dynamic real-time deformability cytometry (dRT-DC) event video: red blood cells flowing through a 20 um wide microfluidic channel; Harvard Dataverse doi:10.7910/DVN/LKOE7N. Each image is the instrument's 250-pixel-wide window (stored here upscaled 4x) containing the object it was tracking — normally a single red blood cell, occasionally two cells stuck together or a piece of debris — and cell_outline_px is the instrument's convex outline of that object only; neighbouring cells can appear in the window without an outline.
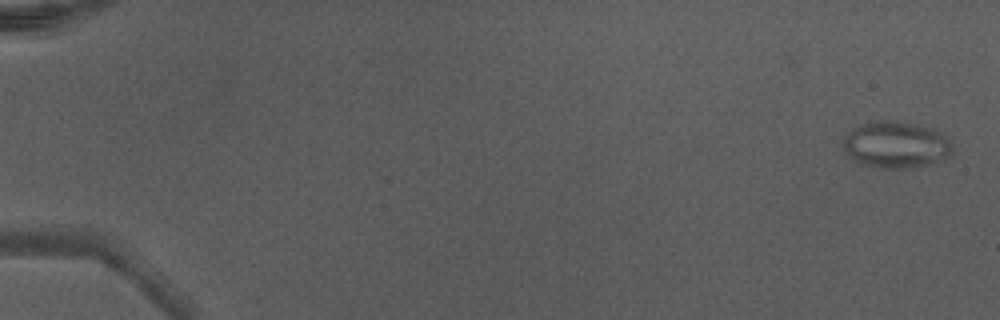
{"species": "Egyptian fruit bat (a non-hibernating species)", "species_latin": "Rousettus aegyptiacus", "temperature_condition": "warm", "stored_images_in_passage": 49, "camera_frame_rate_fps": 3000, "um_per_image_px": 0.085, "animal": {"sex": "male"}, "frame": {"image": 1, "passage_image": 1, "time_ms": 0.0, "image_size_px": [1000, 320], "cell_outline_px": [[952, 152], [944, 160], [928, 164], [900, 168], [880, 168], [864, 164], [852, 160], [844, 148], [844, 136], [852, 128], [860, 124], [872, 120], [904, 120], [932, 128], [948, 136], [952, 144]], "centroid_in_image_um": [76.17, 12.26], "position_along_channel_um": 8.8, "area_um2": 30.11}}
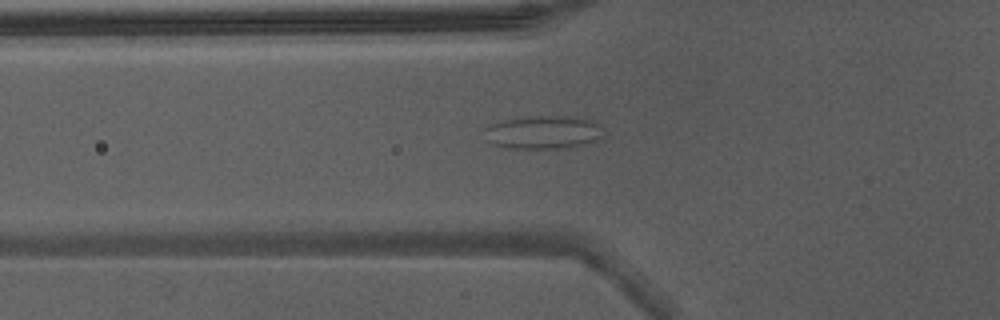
{"frame": {"image": 2, "passage_image": 19, "time_ms": 6.0, "image_size_px": [1000, 320], "cell_outline_px": [[600, 136], [596, 140], [572, 148], [512, 148], [492, 144], [488, 140], [484, 128], [492, 124], [504, 120], [532, 116], [568, 116], [592, 120], [600, 124]], "centroid_in_image_um": [46.18, 11.24], "position_along_channel_um": 79.6, "area_um2": 22.77}}
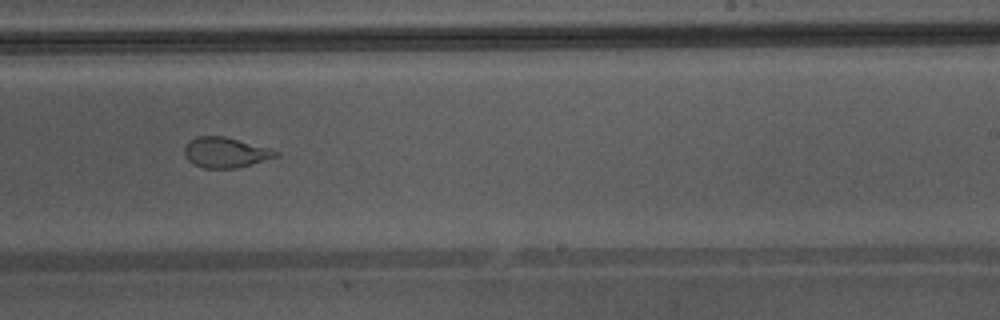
{"frame": {"image": 3, "passage_image": 32, "time_ms": 10.333, "image_size_px": [1000, 320], "cell_outline_px": [[280, 156], [236, 168], [204, 168], [192, 164], [184, 156], [184, 148], [188, 140], [196, 136], [224, 136], [268, 148], [280, 152]], "centroid_in_image_um": [19.13, 12.96], "position_along_channel_um": 269.9, "area_um2": 16.18}, "authors_computed_cell_mechanics": {"area_um2": 21.5594, "velocity_mm_per_s": 4.3811, "shape_relaxation_time_tau1_ms": null, "shape_relaxation_time_tau2_ms": 0.8458, "deformation_change_tau1": null, "deformation_change_tau2": 0.0841}}